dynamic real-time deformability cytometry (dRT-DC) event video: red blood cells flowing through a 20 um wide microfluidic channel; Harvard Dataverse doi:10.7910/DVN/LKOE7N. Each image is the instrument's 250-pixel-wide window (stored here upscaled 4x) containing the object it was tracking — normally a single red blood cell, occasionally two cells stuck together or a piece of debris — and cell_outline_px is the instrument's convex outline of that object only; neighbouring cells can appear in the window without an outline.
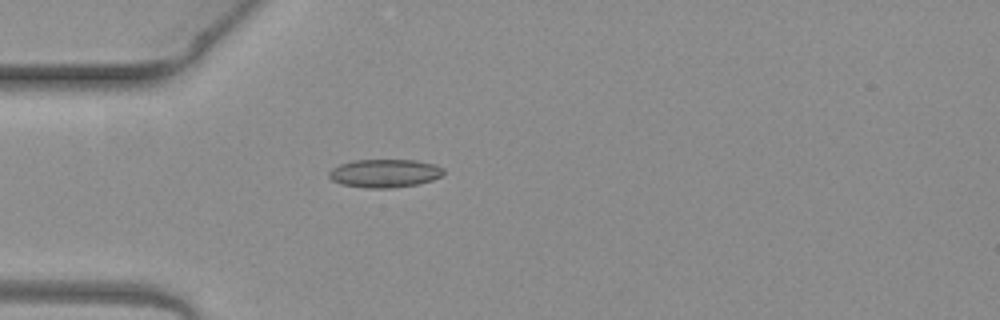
{"species": "common noctule bat (a hibernating species)", "species_latin": "Nyctalus noctula", "temperature_condition": "warm", "stored_images_in_passage": 3, "camera_frame_rate_fps": 3000, "um_per_image_px": 0.085, "animal": {"sex": "female", "body_mass_g": 19.3, "forearm_length_mm": 54.1}, "frame": {"image": 1, "passage_image": 3, "time_ms": 0.667, "image_size_px": [1000, 320], "cell_outline_px": [[444, 172], [440, 176], [432, 180], [416, 184], [392, 188], [364, 188], [340, 184], [332, 180], [328, 176], [328, 172], [332, 168], [340, 164], [352, 160], [416, 160], [436, 164], [444, 168]], "centroid_in_image_um": [32.68, 14.72], "position_along_channel_um": 52.3, "area_um2": 19.02}}